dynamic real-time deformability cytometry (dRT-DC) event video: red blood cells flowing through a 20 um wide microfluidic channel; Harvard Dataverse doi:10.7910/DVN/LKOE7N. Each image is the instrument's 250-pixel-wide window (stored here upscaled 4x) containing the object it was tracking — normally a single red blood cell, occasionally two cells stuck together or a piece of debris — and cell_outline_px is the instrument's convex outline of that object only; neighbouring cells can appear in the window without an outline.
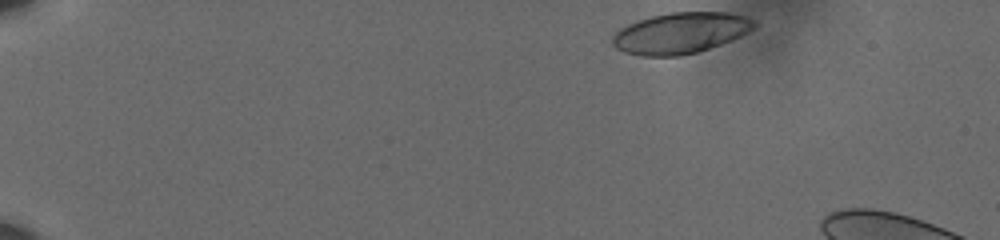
{"species": "human", "species_latin": "Homo sapiens", "temperature_condition": "cold", "stored_images_in_passage": 11, "camera_frame_rate_fps": 3000, "um_per_image_px": 0.085, "donor": {"sex": "male"}, "frame": {"image": 1, "passage_image": 1, "time_ms": 0.0, "image_size_px": [1000, 240], "cell_outline_px": [[756, 28], [732, 40], [696, 52], [680, 56], [640, 56], [624, 52], [616, 48], [612, 44], [612, 36], [620, 28], [628, 24], [652, 16], [672, 12], [728, 12], [744, 16], [756, 20]], "centroid_in_image_um": [57.85, 2.81], "position_along_channel_um": 27.1, "area_um2": 33.87}}